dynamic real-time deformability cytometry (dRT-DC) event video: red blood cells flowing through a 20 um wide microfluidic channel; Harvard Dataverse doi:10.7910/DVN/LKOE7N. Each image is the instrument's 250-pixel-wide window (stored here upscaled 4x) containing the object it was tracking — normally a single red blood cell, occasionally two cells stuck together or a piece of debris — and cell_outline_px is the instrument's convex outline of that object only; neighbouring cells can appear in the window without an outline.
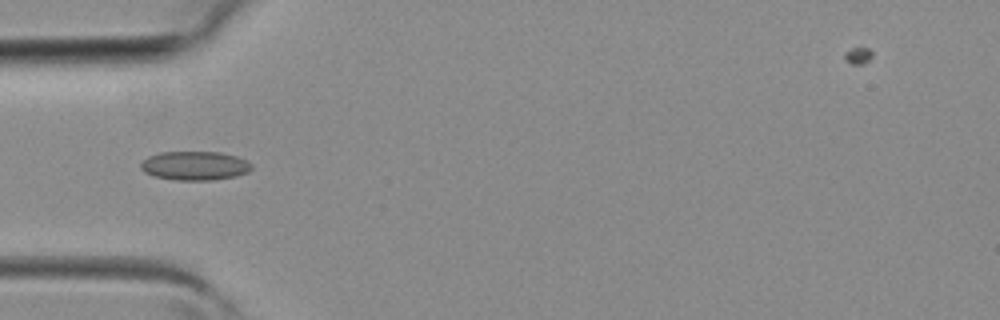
{"species": "common noctule bat (a hibernating species)", "species_latin": "Nyctalus noctula", "temperature_condition": "room temperature", "stored_images_in_passage": 5, "camera_frame_rate_fps": 3000, "um_per_image_px": 0.085, "animal": {"sex": "female", "body_mass_g": 19.3, "forearm_length_mm": 54.1}, "frame": {"image": 1, "passage_image": 4, "time_ms": 1.0, "image_size_px": [1000, 320], "cell_outline_px": [[252, 168], [248, 172], [236, 176], [212, 180], [176, 180], [152, 176], [144, 172], [140, 168], [140, 164], [148, 156], [160, 152], [220, 152], [236, 156], [252, 164]], "centroid_in_image_um": [16.53, 14.09], "position_along_channel_um": 68.5, "area_um2": 18.73}}
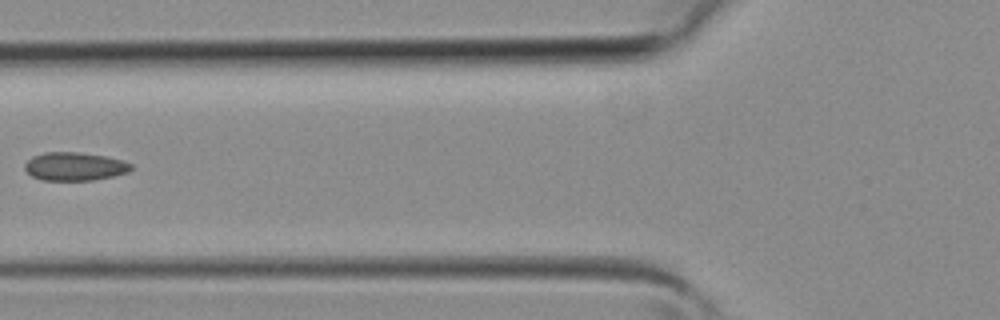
{"frame": {"image": 2, "passage_image": 5, "time_ms": 1.333, "image_size_px": [1000, 320], "cell_outline_px": [[132, 168], [128, 172], [112, 176], [92, 180], [40, 180], [32, 176], [24, 168], [24, 164], [32, 156], [44, 152], [76, 152], [104, 156], [124, 160], [132, 164]], "centroid_in_image_um": [6.33, 14.14], "position_along_channel_um": 119.5, "area_um2": 17.51}}